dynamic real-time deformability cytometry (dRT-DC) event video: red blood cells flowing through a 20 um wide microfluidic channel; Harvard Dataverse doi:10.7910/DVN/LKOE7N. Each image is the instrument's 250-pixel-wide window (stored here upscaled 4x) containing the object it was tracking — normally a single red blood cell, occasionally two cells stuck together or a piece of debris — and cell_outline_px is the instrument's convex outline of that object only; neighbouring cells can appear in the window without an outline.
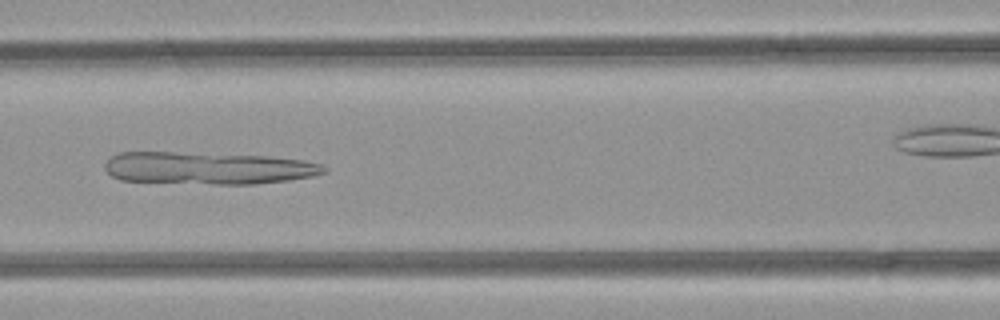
{"species": "common noctule bat (a hibernating species)", "species_latin": "Nyctalus noctula", "temperature_condition": "room temperature", "stored_images_in_passage": 50, "camera_frame_rate_fps": 3000, "um_per_image_px": 0.085, "animal": {"sex": "female", "body_mass_g": 21.9}, "frame": {"image": 1, "passage_image": 21, "time_ms": 6.667, "image_size_px": [1000, 320], "cell_outline_px": [[328, 168], [324, 172], [312, 176], [288, 180], [256, 184], [216, 184], [120, 180], [112, 176], [104, 168], [104, 164], [112, 156], [120, 152], [172, 152], [264, 156], [304, 160], [320, 164]], "centroid_in_image_um": [17.67, 14.29], "position_along_channel_um": 148.9, "area_um2": 40.98}}
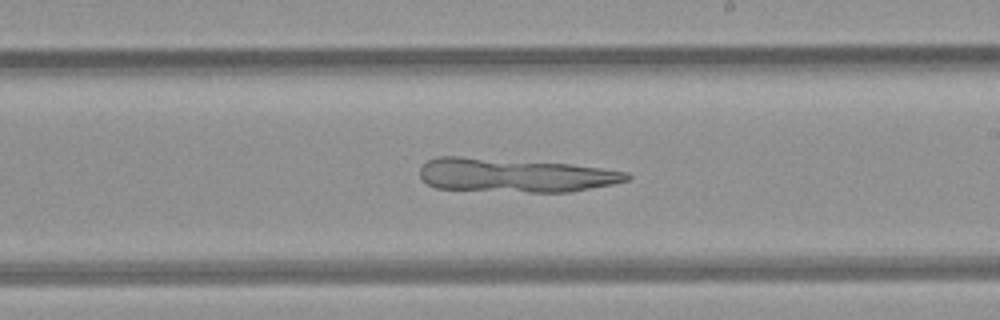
{"frame": {"image": 2, "passage_image": 28, "time_ms": 9.0, "image_size_px": [1000, 320], "cell_outline_px": [[632, 176], [628, 180], [612, 184], [568, 192], [528, 192], [436, 188], [428, 184], [420, 176], [420, 168], [428, 160], [436, 156], [460, 156], [572, 164], [628, 172]], "centroid_in_image_um": [43.76, 14.88], "position_along_channel_um": 245.2, "area_um2": 40.75}}
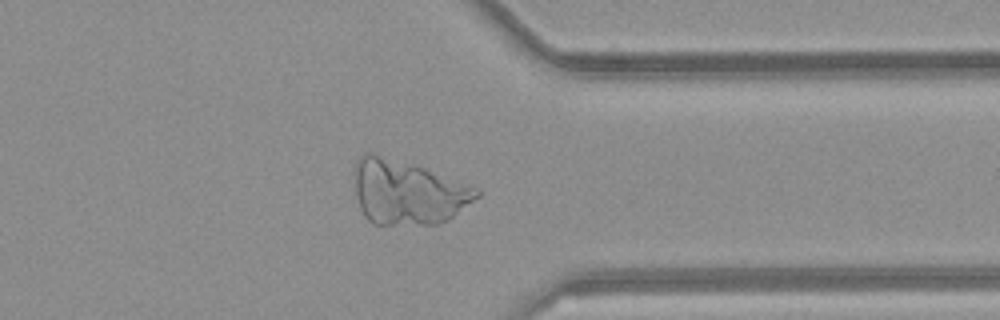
{"frame": {"image": 3, "passage_image": 38, "time_ms": 12.333, "image_size_px": [1000, 320], "cell_outline_px": [[480, 196], [448, 220], [440, 224], [372, 224], [364, 216], [360, 208], [356, 196], [352, 172], [356, 160], [364, 152], [372, 152], [412, 164], [424, 168], [476, 188], [480, 192]], "centroid_in_image_um": [34.58, 16.34], "position_along_channel_um": 376.8, "area_um2": 45.95}}